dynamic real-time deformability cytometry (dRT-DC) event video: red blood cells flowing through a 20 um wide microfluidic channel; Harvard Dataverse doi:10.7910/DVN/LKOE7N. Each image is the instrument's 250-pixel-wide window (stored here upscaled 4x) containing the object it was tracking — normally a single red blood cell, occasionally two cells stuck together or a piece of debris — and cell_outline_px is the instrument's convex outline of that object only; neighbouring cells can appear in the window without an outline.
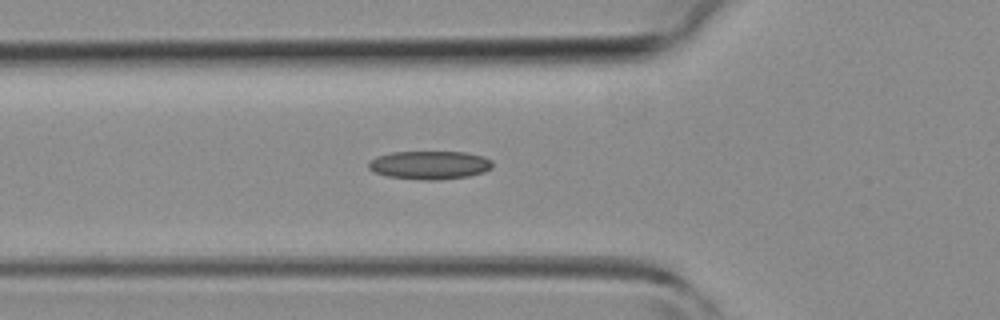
{"species": "common noctule bat (a hibernating species)", "species_latin": "Nyctalus noctula", "temperature_condition": "room temperature", "stored_images_in_passage": 32, "camera_frame_rate_fps": 3000, "um_per_image_px": 0.085, "animal": {"sex": "female", "body_mass_g": 19.3, "forearm_length_mm": 54.1}, "frame": {"image": 1, "passage_image": 7, "time_ms": 2.0, "image_size_px": [1000, 320], "cell_outline_px": [[492, 168], [484, 172], [468, 176], [440, 180], [420, 180], [388, 176], [372, 172], [368, 168], [368, 164], [376, 156], [392, 152], [464, 152], [484, 156], [492, 160]], "centroid_in_image_um": [36.52, 14.03], "position_along_channel_um": 89.3, "area_um2": 20.63}}
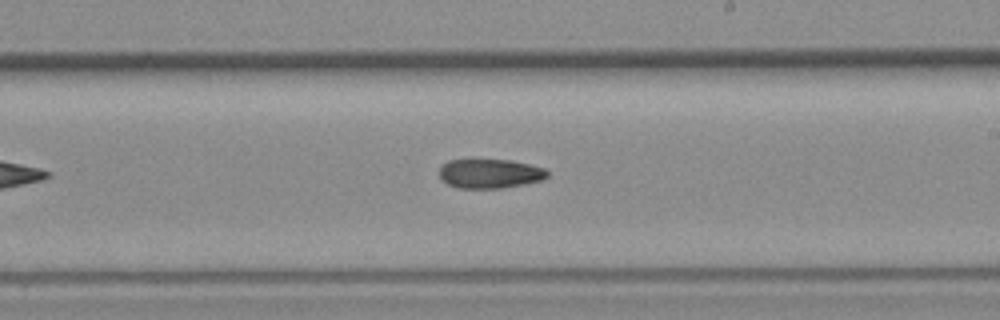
{"frame": {"image": 2, "passage_image": 17, "time_ms": 5.333, "image_size_px": [1000, 320], "cell_outline_px": [[548, 176], [544, 180], [524, 184], [500, 188], [456, 188], [440, 180], [440, 168], [448, 160], [512, 160], [544, 168], [548, 172]], "centroid_in_image_um": [41.64, 14.76], "position_along_channel_um": 247.4, "area_um2": 18.44}}
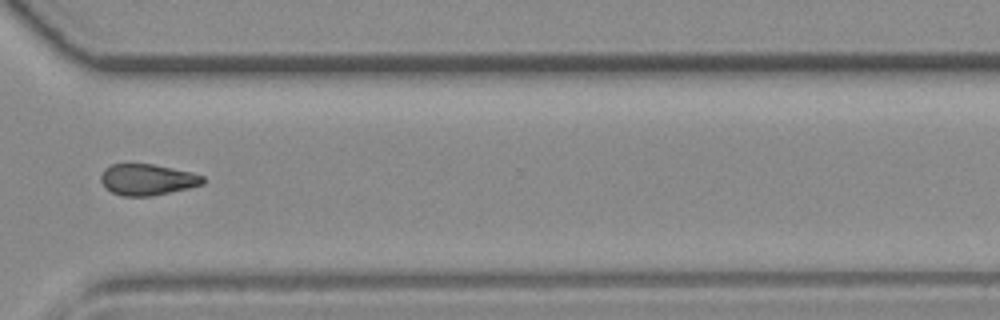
{"frame": {"image": 3, "passage_image": 24, "time_ms": 7.667, "image_size_px": [1000, 320], "cell_outline_px": [[204, 184], [188, 188], [152, 196], [124, 196], [112, 192], [104, 188], [100, 180], [100, 176], [104, 168], [112, 164], [152, 164], [192, 172], [204, 176]], "centroid_in_image_um": [12.5, 15.27], "position_along_channel_um": 358.1, "area_um2": 18.61}}